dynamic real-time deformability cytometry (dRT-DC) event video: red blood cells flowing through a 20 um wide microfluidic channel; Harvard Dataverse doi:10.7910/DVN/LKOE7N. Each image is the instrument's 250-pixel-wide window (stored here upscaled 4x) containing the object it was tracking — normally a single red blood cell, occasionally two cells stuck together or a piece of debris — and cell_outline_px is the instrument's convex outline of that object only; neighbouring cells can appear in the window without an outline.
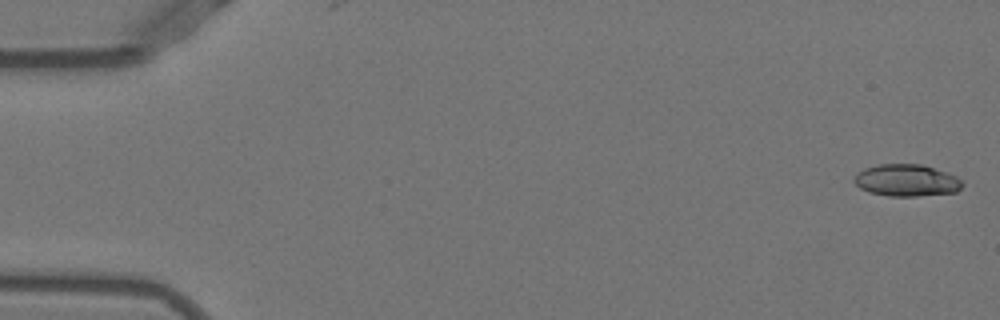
{"species": "Egyptian fruit bat (a non-hibernating species)", "species_latin": "Rousettus aegyptiacus", "temperature_condition": "warm", "stored_images_in_passage": 52, "camera_frame_rate_fps": 3000, "um_per_image_px": 0.085, "animal": {"sex": "female"}, "frame": {"image": 1, "passage_image": 1, "time_ms": 0.0, "image_size_px": [1000, 320], "cell_outline_px": [[964, 184], [956, 192], [916, 196], [888, 196], [868, 192], [860, 188], [852, 180], [856, 172], [864, 168], [876, 164], [920, 164], [956, 176]], "centroid_in_image_um": [76.99, 15.33], "position_along_channel_um": 8.0, "area_um2": 20.17}}
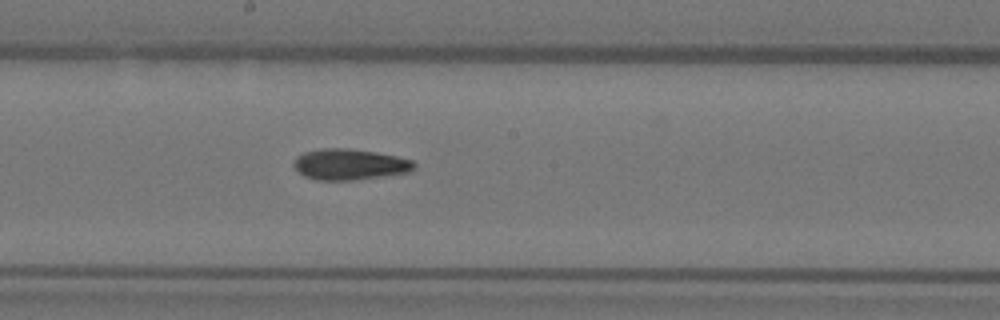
{"frame": {"image": 2, "passage_image": 28, "time_ms": 9.0, "image_size_px": [1000, 320], "cell_outline_px": [[416, 168], [408, 172], [352, 180], [316, 180], [304, 176], [292, 164], [296, 156], [304, 152], [324, 148], [348, 148], [376, 152], [396, 156], [412, 160], [416, 164]], "centroid_in_image_um": [29.71, 13.96], "position_along_channel_um": 218.5, "area_um2": 21.62}}
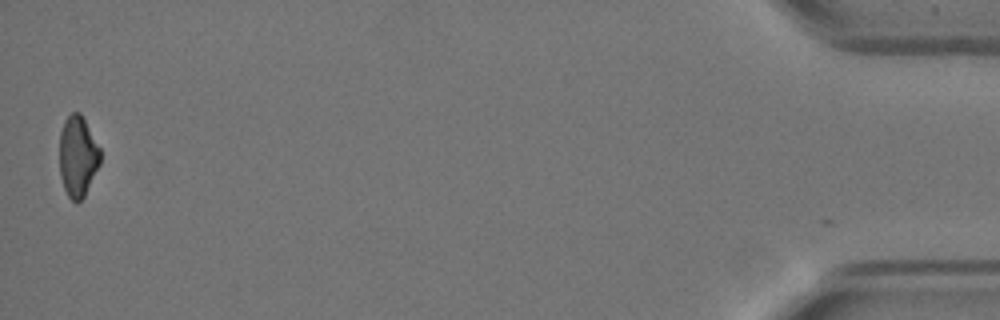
{"frame": {"image": 3, "passage_image": 51, "time_ms": 16.667, "image_size_px": [1000, 320], "cell_outline_px": [[100, 164], [84, 196], [76, 204], [68, 196], [64, 188], [60, 176], [60, 132], [64, 120], [72, 112], [80, 112], [100, 148]], "centroid_in_image_um": [6.6, 13.29], "position_along_channel_um": 428.6, "area_um2": 19.13}, "authors_computed_cell_mechanics": {"area_um2": 20.8658, "velocity_mm_per_s": 3.9322, "shape_relaxation_time_tau1_ms": 6.3627, "shape_relaxation_time_tau2_ms": 4.9841, "deformation_change_tau1": 0.2159, "deformation_change_tau2": 0.1374}}